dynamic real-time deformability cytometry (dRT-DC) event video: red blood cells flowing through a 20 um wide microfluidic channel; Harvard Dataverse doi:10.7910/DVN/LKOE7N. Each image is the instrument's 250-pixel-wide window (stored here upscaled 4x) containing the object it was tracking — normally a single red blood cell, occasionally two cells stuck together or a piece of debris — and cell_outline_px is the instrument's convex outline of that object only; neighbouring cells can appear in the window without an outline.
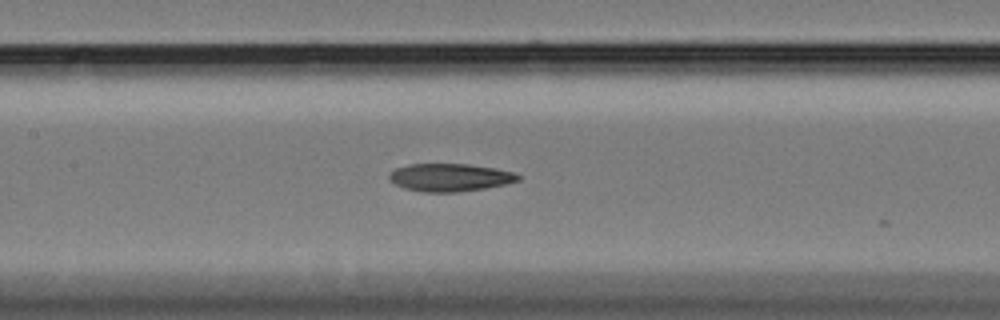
{"species": "Egyptian fruit bat (a non-hibernating species)", "species_latin": "Rousettus aegyptiacus", "temperature_condition": "cold", "stored_images_in_passage": 21, "camera_frame_rate_fps": 3000, "um_per_image_px": 0.085, "animal": {"sex": "female"}, "frame": {"image": 1, "passage_image": 17, "time_ms": 5.333, "image_size_px": [1000, 320], "cell_outline_px": [[520, 180], [504, 184], [484, 188], [456, 192], [424, 192], [404, 188], [396, 184], [388, 176], [396, 168], [408, 164], [468, 164], [496, 168], [516, 172], [520, 176]], "centroid_in_image_um": [38.28, 15.07], "position_along_channel_um": 169.1, "area_um2": 20.75}}
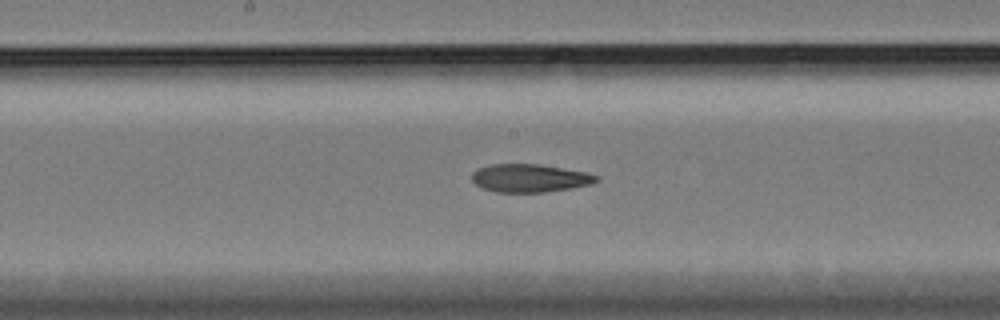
{"frame": {"image": 2, "passage_image": 20, "time_ms": 6.333, "image_size_px": [1000, 320], "cell_outline_px": [[600, 180], [592, 184], [572, 188], [544, 192], [496, 192], [484, 188], [476, 184], [472, 180], [472, 172], [476, 168], [492, 164], [540, 164], [584, 172], [600, 176]], "centroid_in_image_um": [45.04, 15.14], "position_along_channel_um": 203.2, "area_um2": 20.4}}